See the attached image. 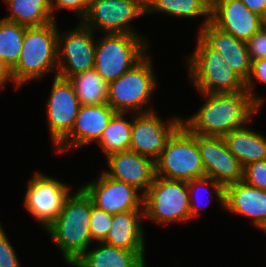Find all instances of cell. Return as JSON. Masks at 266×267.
Returning <instances> with one entry per match:
<instances>
[{"instance_id":"cell-1","label":"cell","mask_w":266,"mask_h":267,"mask_svg":"<svg viewBox=\"0 0 266 267\" xmlns=\"http://www.w3.org/2000/svg\"><path fill=\"white\" fill-rule=\"evenodd\" d=\"M205 103L191 118H182V125L191 133L203 136H224L247 126L260 105L247 91L236 93H202Z\"/></svg>"},{"instance_id":"cell-2","label":"cell","mask_w":266,"mask_h":267,"mask_svg":"<svg viewBox=\"0 0 266 267\" xmlns=\"http://www.w3.org/2000/svg\"><path fill=\"white\" fill-rule=\"evenodd\" d=\"M92 199L81 187L64 202L57 219L45 229L68 265L74 264L92 244L90 215Z\"/></svg>"},{"instance_id":"cell-3","label":"cell","mask_w":266,"mask_h":267,"mask_svg":"<svg viewBox=\"0 0 266 267\" xmlns=\"http://www.w3.org/2000/svg\"><path fill=\"white\" fill-rule=\"evenodd\" d=\"M56 21L42 26L27 27L16 66L12 69L18 87L58 69Z\"/></svg>"},{"instance_id":"cell-4","label":"cell","mask_w":266,"mask_h":267,"mask_svg":"<svg viewBox=\"0 0 266 267\" xmlns=\"http://www.w3.org/2000/svg\"><path fill=\"white\" fill-rule=\"evenodd\" d=\"M194 52L187 59L189 77L202 93L246 91L245 81L234 72L223 55L212 49L199 35Z\"/></svg>"},{"instance_id":"cell-5","label":"cell","mask_w":266,"mask_h":267,"mask_svg":"<svg viewBox=\"0 0 266 267\" xmlns=\"http://www.w3.org/2000/svg\"><path fill=\"white\" fill-rule=\"evenodd\" d=\"M147 46L139 35L104 34L96 40L94 69L109 84L138 64Z\"/></svg>"},{"instance_id":"cell-6","label":"cell","mask_w":266,"mask_h":267,"mask_svg":"<svg viewBox=\"0 0 266 267\" xmlns=\"http://www.w3.org/2000/svg\"><path fill=\"white\" fill-rule=\"evenodd\" d=\"M155 175L186 182L205 177L197 135L181 125L155 160Z\"/></svg>"},{"instance_id":"cell-7","label":"cell","mask_w":266,"mask_h":267,"mask_svg":"<svg viewBox=\"0 0 266 267\" xmlns=\"http://www.w3.org/2000/svg\"><path fill=\"white\" fill-rule=\"evenodd\" d=\"M148 56H145L131 70L109 83L107 104L116 113L127 114V112L136 111L140 114L154 111L150 107L146 110L145 107L157 87L152 58Z\"/></svg>"},{"instance_id":"cell-8","label":"cell","mask_w":266,"mask_h":267,"mask_svg":"<svg viewBox=\"0 0 266 267\" xmlns=\"http://www.w3.org/2000/svg\"><path fill=\"white\" fill-rule=\"evenodd\" d=\"M143 210L144 217L161 225L190 220L187 182L155 176L144 194Z\"/></svg>"},{"instance_id":"cell-9","label":"cell","mask_w":266,"mask_h":267,"mask_svg":"<svg viewBox=\"0 0 266 267\" xmlns=\"http://www.w3.org/2000/svg\"><path fill=\"white\" fill-rule=\"evenodd\" d=\"M145 14V0H96L80 23L93 32L138 35L130 21Z\"/></svg>"},{"instance_id":"cell-10","label":"cell","mask_w":266,"mask_h":267,"mask_svg":"<svg viewBox=\"0 0 266 267\" xmlns=\"http://www.w3.org/2000/svg\"><path fill=\"white\" fill-rule=\"evenodd\" d=\"M94 38V32L82 23L68 32L58 31V69L55 76L69 79L75 74L94 69Z\"/></svg>"},{"instance_id":"cell-11","label":"cell","mask_w":266,"mask_h":267,"mask_svg":"<svg viewBox=\"0 0 266 267\" xmlns=\"http://www.w3.org/2000/svg\"><path fill=\"white\" fill-rule=\"evenodd\" d=\"M69 190L70 187L59 180L36 171L26 189L25 208L46 229L57 219L70 195Z\"/></svg>"},{"instance_id":"cell-12","label":"cell","mask_w":266,"mask_h":267,"mask_svg":"<svg viewBox=\"0 0 266 267\" xmlns=\"http://www.w3.org/2000/svg\"><path fill=\"white\" fill-rule=\"evenodd\" d=\"M130 150L156 160L168 139L182 125L181 117L162 121L154 111L132 117Z\"/></svg>"},{"instance_id":"cell-13","label":"cell","mask_w":266,"mask_h":267,"mask_svg":"<svg viewBox=\"0 0 266 267\" xmlns=\"http://www.w3.org/2000/svg\"><path fill=\"white\" fill-rule=\"evenodd\" d=\"M82 188L93 204L110 214L143 209L144 195L123 181L109 177L105 172Z\"/></svg>"},{"instance_id":"cell-14","label":"cell","mask_w":266,"mask_h":267,"mask_svg":"<svg viewBox=\"0 0 266 267\" xmlns=\"http://www.w3.org/2000/svg\"><path fill=\"white\" fill-rule=\"evenodd\" d=\"M46 105L50 135L56 147L71 132L81 106L69 79L54 77Z\"/></svg>"},{"instance_id":"cell-15","label":"cell","mask_w":266,"mask_h":267,"mask_svg":"<svg viewBox=\"0 0 266 267\" xmlns=\"http://www.w3.org/2000/svg\"><path fill=\"white\" fill-rule=\"evenodd\" d=\"M197 145L205 177L212 178L224 188L243 179V167L229 151L222 136L197 135Z\"/></svg>"},{"instance_id":"cell-16","label":"cell","mask_w":266,"mask_h":267,"mask_svg":"<svg viewBox=\"0 0 266 267\" xmlns=\"http://www.w3.org/2000/svg\"><path fill=\"white\" fill-rule=\"evenodd\" d=\"M211 22L244 42L266 24L263 18L251 12L241 0H212Z\"/></svg>"},{"instance_id":"cell-17","label":"cell","mask_w":266,"mask_h":267,"mask_svg":"<svg viewBox=\"0 0 266 267\" xmlns=\"http://www.w3.org/2000/svg\"><path fill=\"white\" fill-rule=\"evenodd\" d=\"M115 113L107 103L81 105L71 132L56 146L57 152L77 149L92 141L98 143Z\"/></svg>"},{"instance_id":"cell-18","label":"cell","mask_w":266,"mask_h":267,"mask_svg":"<svg viewBox=\"0 0 266 267\" xmlns=\"http://www.w3.org/2000/svg\"><path fill=\"white\" fill-rule=\"evenodd\" d=\"M109 177L123 181L145 194L155 179V161L132 150L107 156Z\"/></svg>"},{"instance_id":"cell-19","label":"cell","mask_w":266,"mask_h":267,"mask_svg":"<svg viewBox=\"0 0 266 267\" xmlns=\"http://www.w3.org/2000/svg\"><path fill=\"white\" fill-rule=\"evenodd\" d=\"M224 209L248 216L260 230L266 228V190L255 188L243 180L229 184L224 192Z\"/></svg>"},{"instance_id":"cell-20","label":"cell","mask_w":266,"mask_h":267,"mask_svg":"<svg viewBox=\"0 0 266 267\" xmlns=\"http://www.w3.org/2000/svg\"><path fill=\"white\" fill-rule=\"evenodd\" d=\"M212 49L224 56L230 68L245 82L251 71L246 42L217 28L211 21L201 26L198 34Z\"/></svg>"},{"instance_id":"cell-21","label":"cell","mask_w":266,"mask_h":267,"mask_svg":"<svg viewBox=\"0 0 266 267\" xmlns=\"http://www.w3.org/2000/svg\"><path fill=\"white\" fill-rule=\"evenodd\" d=\"M144 218L143 209L113 214L112 226L103 242L130 251H145Z\"/></svg>"},{"instance_id":"cell-22","label":"cell","mask_w":266,"mask_h":267,"mask_svg":"<svg viewBox=\"0 0 266 267\" xmlns=\"http://www.w3.org/2000/svg\"><path fill=\"white\" fill-rule=\"evenodd\" d=\"M73 267H146L145 251H130L104 242L87 250Z\"/></svg>"},{"instance_id":"cell-23","label":"cell","mask_w":266,"mask_h":267,"mask_svg":"<svg viewBox=\"0 0 266 267\" xmlns=\"http://www.w3.org/2000/svg\"><path fill=\"white\" fill-rule=\"evenodd\" d=\"M223 138L242 167L266 159V138L246 126L231 131Z\"/></svg>"},{"instance_id":"cell-24","label":"cell","mask_w":266,"mask_h":267,"mask_svg":"<svg viewBox=\"0 0 266 267\" xmlns=\"http://www.w3.org/2000/svg\"><path fill=\"white\" fill-rule=\"evenodd\" d=\"M9 6L10 15L4 20L27 27L42 26L56 21L51 11V0H3Z\"/></svg>"},{"instance_id":"cell-25","label":"cell","mask_w":266,"mask_h":267,"mask_svg":"<svg viewBox=\"0 0 266 267\" xmlns=\"http://www.w3.org/2000/svg\"><path fill=\"white\" fill-rule=\"evenodd\" d=\"M145 5L146 14L157 12L186 18L204 15L203 26L211 21L210 0H145Z\"/></svg>"},{"instance_id":"cell-26","label":"cell","mask_w":266,"mask_h":267,"mask_svg":"<svg viewBox=\"0 0 266 267\" xmlns=\"http://www.w3.org/2000/svg\"><path fill=\"white\" fill-rule=\"evenodd\" d=\"M81 105L107 103L109 84L95 71L87 70L69 78Z\"/></svg>"},{"instance_id":"cell-27","label":"cell","mask_w":266,"mask_h":267,"mask_svg":"<svg viewBox=\"0 0 266 267\" xmlns=\"http://www.w3.org/2000/svg\"><path fill=\"white\" fill-rule=\"evenodd\" d=\"M125 113H115L104 129L98 145L105 156L130 149L133 120H125Z\"/></svg>"},{"instance_id":"cell-28","label":"cell","mask_w":266,"mask_h":267,"mask_svg":"<svg viewBox=\"0 0 266 267\" xmlns=\"http://www.w3.org/2000/svg\"><path fill=\"white\" fill-rule=\"evenodd\" d=\"M25 25L0 20V57L12 70L20 57L23 46Z\"/></svg>"},{"instance_id":"cell-29","label":"cell","mask_w":266,"mask_h":267,"mask_svg":"<svg viewBox=\"0 0 266 267\" xmlns=\"http://www.w3.org/2000/svg\"><path fill=\"white\" fill-rule=\"evenodd\" d=\"M187 186H188V194H189V199H190L191 219L199 216L200 214L198 203H196V198H195L196 196L194 197L195 192L197 191L196 190L197 188H201V189L202 187L203 188L205 187L206 189H210V187L213 188V191L216 197L219 199L222 207L224 208L225 188L220 183L213 180L212 178L203 177L199 179H193V180L187 181ZM205 192L207 191L205 190Z\"/></svg>"},{"instance_id":"cell-30","label":"cell","mask_w":266,"mask_h":267,"mask_svg":"<svg viewBox=\"0 0 266 267\" xmlns=\"http://www.w3.org/2000/svg\"><path fill=\"white\" fill-rule=\"evenodd\" d=\"M113 214L107 213L103 209L98 208L93 204L90 215V237L91 240L103 242L112 226Z\"/></svg>"},{"instance_id":"cell-31","label":"cell","mask_w":266,"mask_h":267,"mask_svg":"<svg viewBox=\"0 0 266 267\" xmlns=\"http://www.w3.org/2000/svg\"><path fill=\"white\" fill-rule=\"evenodd\" d=\"M242 180L255 188L266 190V159L244 166Z\"/></svg>"},{"instance_id":"cell-32","label":"cell","mask_w":266,"mask_h":267,"mask_svg":"<svg viewBox=\"0 0 266 267\" xmlns=\"http://www.w3.org/2000/svg\"><path fill=\"white\" fill-rule=\"evenodd\" d=\"M254 77L262 83H266V58L251 61V71L248 79L245 82L246 91L249 95L261 106L264 99L257 97L254 92ZM256 96V97H255Z\"/></svg>"},{"instance_id":"cell-33","label":"cell","mask_w":266,"mask_h":267,"mask_svg":"<svg viewBox=\"0 0 266 267\" xmlns=\"http://www.w3.org/2000/svg\"><path fill=\"white\" fill-rule=\"evenodd\" d=\"M246 45L251 61L266 58V24L246 42Z\"/></svg>"},{"instance_id":"cell-34","label":"cell","mask_w":266,"mask_h":267,"mask_svg":"<svg viewBox=\"0 0 266 267\" xmlns=\"http://www.w3.org/2000/svg\"><path fill=\"white\" fill-rule=\"evenodd\" d=\"M4 229L0 231V267H22Z\"/></svg>"},{"instance_id":"cell-35","label":"cell","mask_w":266,"mask_h":267,"mask_svg":"<svg viewBox=\"0 0 266 267\" xmlns=\"http://www.w3.org/2000/svg\"><path fill=\"white\" fill-rule=\"evenodd\" d=\"M65 8L73 10L75 14L82 20L88 11V7L82 2V0H51V11L54 16L55 10H61Z\"/></svg>"},{"instance_id":"cell-36","label":"cell","mask_w":266,"mask_h":267,"mask_svg":"<svg viewBox=\"0 0 266 267\" xmlns=\"http://www.w3.org/2000/svg\"><path fill=\"white\" fill-rule=\"evenodd\" d=\"M251 11L266 21V0H241Z\"/></svg>"},{"instance_id":"cell-37","label":"cell","mask_w":266,"mask_h":267,"mask_svg":"<svg viewBox=\"0 0 266 267\" xmlns=\"http://www.w3.org/2000/svg\"><path fill=\"white\" fill-rule=\"evenodd\" d=\"M14 82L12 70L5 63V61L0 57V90L7 83V81Z\"/></svg>"},{"instance_id":"cell-38","label":"cell","mask_w":266,"mask_h":267,"mask_svg":"<svg viewBox=\"0 0 266 267\" xmlns=\"http://www.w3.org/2000/svg\"><path fill=\"white\" fill-rule=\"evenodd\" d=\"M96 0H82V2L89 8Z\"/></svg>"}]
</instances>
